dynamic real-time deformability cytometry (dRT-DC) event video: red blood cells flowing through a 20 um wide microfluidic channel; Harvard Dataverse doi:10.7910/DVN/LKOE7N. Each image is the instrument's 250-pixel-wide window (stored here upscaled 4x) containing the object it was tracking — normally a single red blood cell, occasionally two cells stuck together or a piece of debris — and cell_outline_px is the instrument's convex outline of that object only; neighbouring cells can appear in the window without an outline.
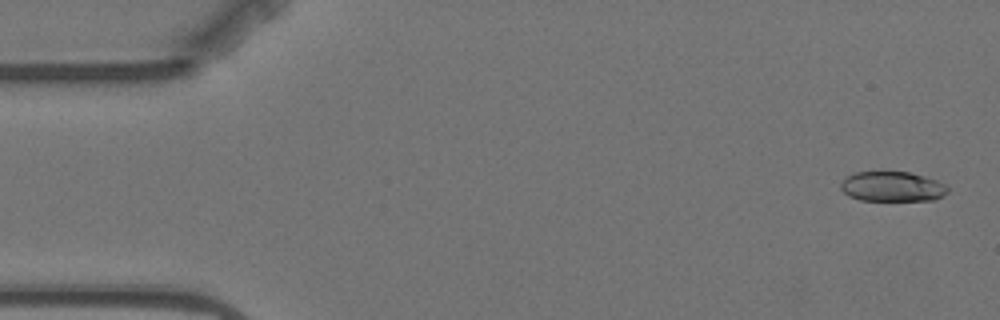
{"species": "Egyptian fruit bat (a non-hibernating species)", "species_latin": "Rousettus aegyptiacus", "temperature_condition": "warm", "stored_images_in_passage": 5, "camera_frame_rate_fps": 3000, "um_per_image_px": 0.085, "animal": {"sex": "female"}, "frame": {"image": 1, "passage_image": 1, "time_ms": 0.0, "image_size_px": [1000, 320], "cell_outline_px": [[948, 192], [936, 200], [860, 200], [848, 196], [840, 188], [840, 184], [844, 176], [856, 172], [880, 168], [908, 172], [924, 176], [936, 180], [944, 184], [948, 188]], "centroid_in_image_um": [75.78, 15.81], "position_along_channel_um": 9.2, "area_um2": 19.48}}
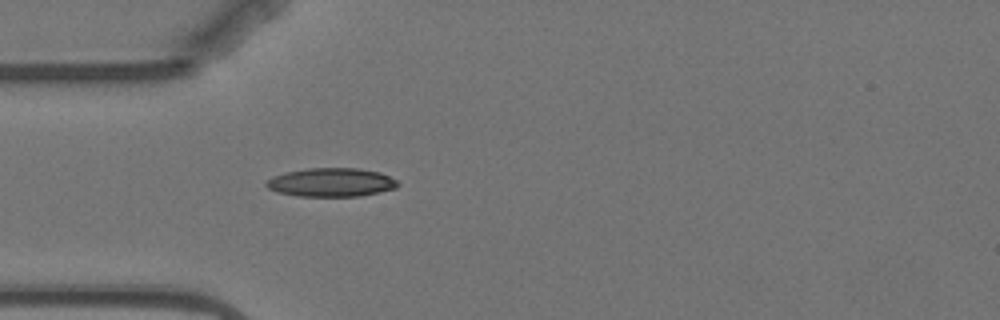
{"frame": {"image": 2, "passage_image": 5, "time_ms": 4.667, "image_size_px": [1000, 320], "cell_outline_px": [[400, 184], [396, 188], [360, 196], [300, 196], [276, 192], [268, 188], [264, 184], [268, 180], [284, 172], [308, 168], [360, 168], [380, 172], [396, 180]], "centroid_in_image_um": [28.16, 15.49], "position_along_channel_um": 56.8, "area_um2": 21.91}}